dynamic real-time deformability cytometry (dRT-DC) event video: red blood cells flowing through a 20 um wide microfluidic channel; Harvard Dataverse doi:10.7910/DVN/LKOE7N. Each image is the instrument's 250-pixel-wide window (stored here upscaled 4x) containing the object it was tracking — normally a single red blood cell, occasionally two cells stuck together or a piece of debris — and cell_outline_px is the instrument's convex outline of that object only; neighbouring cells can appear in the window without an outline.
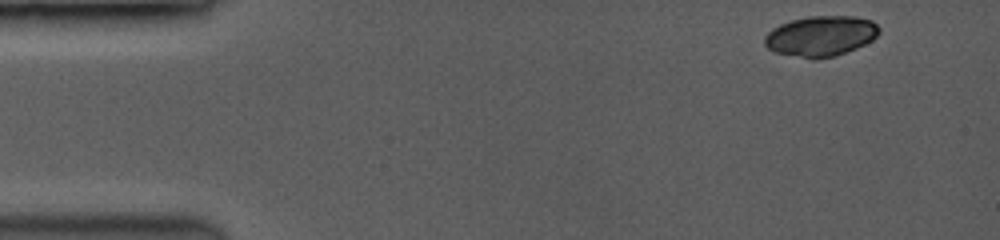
{"species": "common noctule bat (a hibernating species)", "species_latin": "Nyctalus noctula", "temperature_condition": "room temperature", "stored_images_in_passage": 14, "camera_frame_rate_fps": 3500, "um_per_image_px": 0.085, "animal": {"sex": "female", "body_mass_g": 19.0, "forearm_length_mm": 53.3}, "frame": {"image": 1, "passage_image": 1, "time_ms": 0.0, "image_size_px": [1000, 240], "cell_outline_px": [[880, 32], [872, 40], [856, 48], [832, 56], [804, 56], [776, 52], [768, 48], [764, 44], [764, 40], [768, 32], [780, 24], [792, 20], [812, 16], [852, 16], [872, 20], [880, 28]], "centroid_in_image_um": [69.8, 3.02], "position_along_channel_um": 15.2, "area_um2": 26.07}}
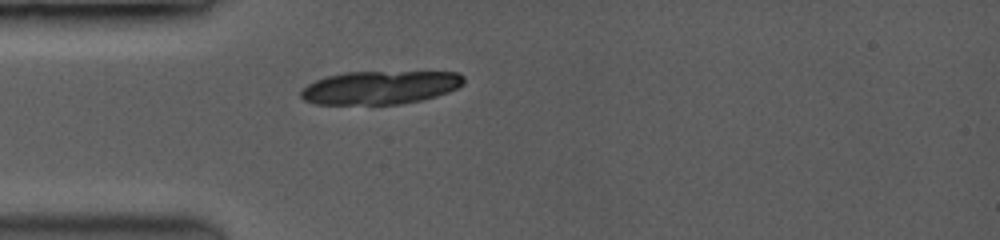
{"frame": {"image": 2, "passage_image": 10, "time_ms": 3.429, "image_size_px": [1000, 240], "cell_outline_px": [[464, 84], [448, 92], [436, 96], [420, 100], [396, 104], [316, 104], [304, 100], [300, 96], [300, 92], [308, 84], [316, 80], [328, 76], [348, 72], [456, 72], [464, 76]], "centroid_in_image_um": [32.31, 7.44], "position_along_channel_um": 52.7, "area_um2": 31.39}}